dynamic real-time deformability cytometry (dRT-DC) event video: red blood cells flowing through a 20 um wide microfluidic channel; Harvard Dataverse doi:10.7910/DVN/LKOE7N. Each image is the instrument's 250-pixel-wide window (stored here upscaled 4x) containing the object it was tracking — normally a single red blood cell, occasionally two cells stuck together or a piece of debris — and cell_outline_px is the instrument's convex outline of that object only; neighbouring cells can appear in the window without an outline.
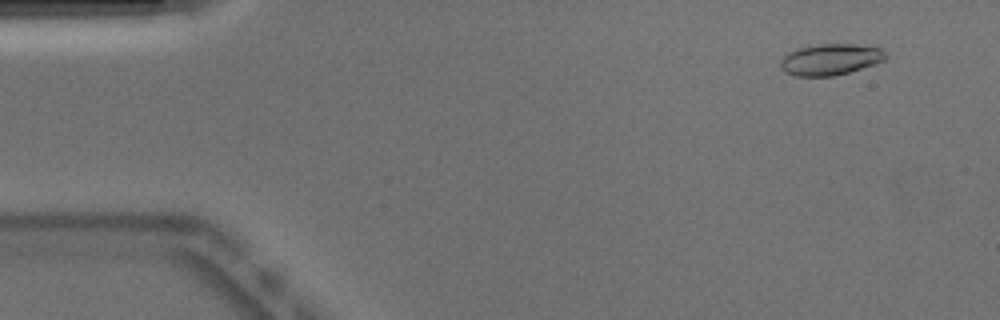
{"species": "Egyptian fruit bat (a non-hibernating species)", "species_latin": "Rousettus aegyptiacus", "temperature_condition": "warm", "stored_images_in_passage": 51, "camera_frame_rate_fps": 3000, "um_per_image_px": 0.085, "animal": {"sex": "male"}, "frame": {"image": 1, "passage_image": 4, "time_ms": 1.0, "image_size_px": [1000, 320], "cell_outline_px": [[888, 56], [884, 60], [876, 64], [848, 72], [832, 76], [796, 76], [784, 72], [780, 64], [780, 60], [788, 52], [800, 48], [820, 44], [856, 44], [880, 48]], "centroid_in_image_um": [70.59, 5.05], "position_along_channel_um": 14.4, "area_um2": 19.07}}
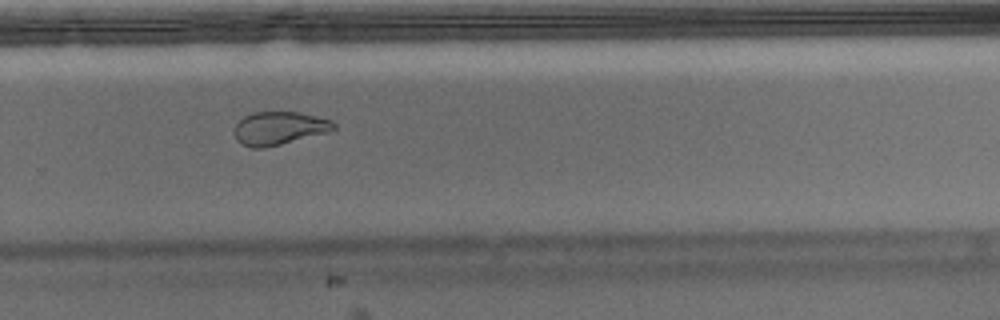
{"frame": {"image": 2, "passage_image": 34, "time_ms": 11.0, "image_size_px": [1000, 320], "cell_outline_px": [[336, 128], [332, 132], [264, 148], [252, 148], [240, 144], [236, 140], [236, 124], [244, 116], [252, 112], [300, 112], [332, 120], [336, 124]], "centroid_in_image_um": [23.78, 10.9], "position_along_channel_um": 306.0, "area_um2": 19.42}}
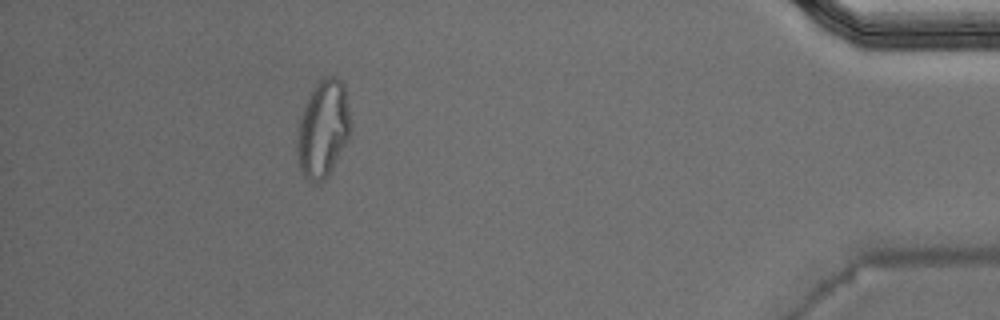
{"frame": {"image": 3, "passage_image": 46, "time_ms": 15.0, "image_size_px": [1000, 320], "cell_outline_px": [[352, 128], [348, 140], [328, 176], [324, 180], [312, 184], [304, 176], [300, 168], [296, 148], [296, 136], [304, 104], [312, 88], [324, 76], [336, 76], [344, 84]], "centroid_in_image_um": [27.46, 10.95], "position_along_channel_um": 407.7, "area_um2": 30.63}, "authors_computed_cell_mechanics": {"area_um2": 19.5364, "velocity_mm_per_s": 3.9161, "shape_relaxation_time_tau1_ms": null, "shape_relaxation_time_tau2_ms": 2.1676, "deformation_change_tau1": null, "deformation_change_tau2": 0.0851}}